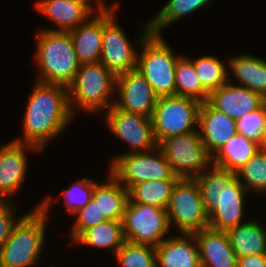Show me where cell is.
<instances>
[{
  "instance_id": "cell-1",
  "label": "cell",
  "mask_w": 266,
  "mask_h": 267,
  "mask_svg": "<svg viewBox=\"0 0 266 267\" xmlns=\"http://www.w3.org/2000/svg\"><path fill=\"white\" fill-rule=\"evenodd\" d=\"M28 100L23 118V138L13 140L42 151L49 140L60 135L74 116L68 87L36 81Z\"/></svg>"
},
{
  "instance_id": "cell-10",
  "label": "cell",
  "mask_w": 266,
  "mask_h": 267,
  "mask_svg": "<svg viewBox=\"0 0 266 267\" xmlns=\"http://www.w3.org/2000/svg\"><path fill=\"white\" fill-rule=\"evenodd\" d=\"M167 215L170 226L175 224L180 233H194L209 226L208 212L194 178H180L176 182Z\"/></svg>"
},
{
  "instance_id": "cell-6",
  "label": "cell",
  "mask_w": 266,
  "mask_h": 267,
  "mask_svg": "<svg viewBox=\"0 0 266 267\" xmlns=\"http://www.w3.org/2000/svg\"><path fill=\"white\" fill-rule=\"evenodd\" d=\"M142 45V52L137 54V70L145 77L157 97L175 95V69L178 58L166 40L150 31V23L136 41Z\"/></svg>"
},
{
  "instance_id": "cell-31",
  "label": "cell",
  "mask_w": 266,
  "mask_h": 267,
  "mask_svg": "<svg viewBox=\"0 0 266 267\" xmlns=\"http://www.w3.org/2000/svg\"><path fill=\"white\" fill-rule=\"evenodd\" d=\"M242 185L252 192L266 193V150H258L236 173Z\"/></svg>"
},
{
  "instance_id": "cell-21",
  "label": "cell",
  "mask_w": 266,
  "mask_h": 267,
  "mask_svg": "<svg viewBox=\"0 0 266 267\" xmlns=\"http://www.w3.org/2000/svg\"><path fill=\"white\" fill-rule=\"evenodd\" d=\"M69 31L80 64L100 61L102 52L103 12Z\"/></svg>"
},
{
  "instance_id": "cell-7",
  "label": "cell",
  "mask_w": 266,
  "mask_h": 267,
  "mask_svg": "<svg viewBox=\"0 0 266 267\" xmlns=\"http://www.w3.org/2000/svg\"><path fill=\"white\" fill-rule=\"evenodd\" d=\"M110 162V173L127 190L144 181L180 179L158 146L148 152L119 154Z\"/></svg>"
},
{
  "instance_id": "cell-16",
  "label": "cell",
  "mask_w": 266,
  "mask_h": 267,
  "mask_svg": "<svg viewBox=\"0 0 266 267\" xmlns=\"http://www.w3.org/2000/svg\"><path fill=\"white\" fill-rule=\"evenodd\" d=\"M228 81L209 94L207 102L228 117L239 119L260 108L266 100L257 92Z\"/></svg>"
},
{
  "instance_id": "cell-36",
  "label": "cell",
  "mask_w": 266,
  "mask_h": 267,
  "mask_svg": "<svg viewBox=\"0 0 266 267\" xmlns=\"http://www.w3.org/2000/svg\"><path fill=\"white\" fill-rule=\"evenodd\" d=\"M16 206L8 200H0V248L12 234L15 225L23 217L19 219L15 216Z\"/></svg>"
},
{
  "instance_id": "cell-12",
  "label": "cell",
  "mask_w": 266,
  "mask_h": 267,
  "mask_svg": "<svg viewBox=\"0 0 266 267\" xmlns=\"http://www.w3.org/2000/svg\"><path fill=\"white\" fill-rule=\"evenodd\" d=\"M116 10L103 12L100 62L116 76L137 68V50L116 22ZM133 46V47H132Z\"/></svg>"
},
{
  "instance_id": "cell-8",
  "label": "cell",
  "mask_w": 266,
  "mask_h": 267,
  "mask_svg": "<svg viewBox=\"0 0 266 267\" xmlns=\"http://www.w3.org/2000/svg\"><path fill=\"white\" fill-rule=\"evenodd\" d=\"M201 104L198 100L178 95L158 97L152 115L157 144L166 137L197 130Z\"/></svg>"
},
{
  "instance_id": "cell-17",
  "label": "cell",
  "mask_w": 266,
  "mask_h": 267,
  "mask_svg": "<svg viewBox=\"0 0 266 267\" xmlns=\"http://www.w3.org/2000/svg\"><path fill=\"white\" fill-rule=\"evenodd\" d=\"M198 126L201 127L200 138L211 156L237 134L236 120L216 110L207 101L201 104Z\"/></svg>"
},
{
  "instance_id": "cell-14",
  "label": "cell",
  "mask_w": 266,
  "mask_h": 267,
  "mask_svg": "<svg viewBox=\"0 0 266 267\" xmlns=\"http://www.w3.org/2000/svg\"><path fill=\"white\" fill-rule=\"evenodd\" d=\"M116 91L119 98L115 99L114 106L117 109L152 118L158 97L137 69L117 75Z\"/></svg>"
},
{
  "instance_id": "cell-18",
  "label": "cell",
  "mask_w": 266,
  "mask_h": 267,
  "mask_svg": "<svg viewBox=\"0 0 266 267\" xmlns=\"http://www.w3.org/2000/svg\"><path fill=\"white\" fill-rule=\"evenodd\" d=\"M201 267H237V256L226 231L204 228L194 232Z\"/></svg>"
},
{
  "instance_id": "cell-9",
  "label": "cell",
  "mask_w": 266,
  "mask_h": 267,
  "mask_svg": "<svg viewBox=\"0 0 266 267\" xmlns=\"http://www.w3.org/2000/svg\"><path fill=\"white\" fill-rule=\"evenodd\" d=\"M162 150L173 173L180 178H194L210 168L212 156L200 138L199 130L164 138Z\"/></svg>"
},
{
  "instance_id": "cell-26",
  "label": "cell",
  "mask_w": 266,
  "mask_h": 267,
  "mask_svg": "<svg viewBox=\"0 0 266 267\" xmlns=\"http://www.w3.org/2000/svg\"><path fill=\"white\" fill-rule=\"evenodd\" d=\"M82 245L97 248L113 249V255L125 242L123 223L117 220H106L85 230L75 241Z\"/></svg>"
},
{
  "instance_id": "cell-32",
  "label": "cell",
  "mask_w": 266,
  "mask_h": 267,
  "mask_svg": "<svg viewBox=\"0 0 266 267\" xmlns=\"http://www.w3.org/2000/svg\"><path fill=\"white\" fill-rule=\"evenodd\" d=\"M122 267H156L155 247L125 241L114 254Z\"/></svg>"
},
{
  "instance_id": "cell-28",
  "label": "cell",
  "mask_w": 266,
  "mask_h": 267,
  "mask_svg": "<svg viewBox=\"0 0 266 267\" xmlns=\"http://www.w3.org/2000/svg\"><path fill=\"white\" fill-rule=\"evenodd\" d=\"M175 95L198 100H208L209 93L202 87L195 72L193 62L186 56H180L175 69Z\"/></svg>"
},
{
  "instance_id": "cell-25",
  "label": "cell",
  "mask_w": 266,
  "mask_h": 267,
  "mask_svg": "<svg viewBox=\"0 0 266 267\" xmlns=\"http://www.w3.org/2000/svg\"><path fill=\"white\" fill-rule=\"evenodd\" d=\"M260 149L258 143L237 133L212 156V164L237 173Z\"/></svg>"
},
{
  "instance_id": "cell-23",
  "label": "cell",
  "mask_w": 266,
  "mask_h": 267,
  "mask_svg": "<svg viewBox=\"0 0 266 267\" xmlns=\"http://www.w3.org/2000/svg\"><path fill=\"white\" fill-rule=\"evenodd\" d=\"M104 184H95L92 200L107 220L122 221L128 190L110 173Z\"/></svg>"
},
{
  "instance_id": "cell-13",
  "label": "cell",
  "mask_w": 266,
  "mask_h": 267,
  "mask_svg": "<svg viewBox=\"0 0 266 267\" xmlns=\"http://www.w3.org/2000/svg\"><path fill=\"white\" fill-rule=\"evenodd\" d=\"M105 113L110 132L129 144L131 151L127 153L148 152L158 146L152 118L119 110L114 105Z\"/></svg>"
},
{
  "instance_id": "cell-30",
  "label": "cell",
  "mask_w": 266,
  "mask_h": 267,
  "mask_svg": "<svg viewBox=\"0 0 266 267\" xmlns=\"http://www.w3.org/2000/svg\"><path fill=\"white\" fill-rule=\"evenodd\" d=\"M194 65L202 87L210 94L228 81V70L225 63L215 56H201L197 59L189 58Z\"/></svg>"
},
{
  "instance_id": "cell-19",
  "label": "cell",
  "mask_w": 266,
  "mask_h": 267,
  "mask_svg": "<svg viewBox=\"0 0 266 267\" xmlns=\"http://www.w3.org/2000/svg\"><path fill=\"white\" fill-rule=\"evenodd\" d=\"M155 251L156 267H201L194 233L167 237Z\"/></svg>"
},
{
  "instance_id": "cell-29",
  "label": "cell",
  "mask_w": 266,
  "mask_h": 267,
  "mask_svg": "<svg viewBox=\"0 0 266 267\" xmlns=\"http://www.w3.org/2000/svg\"><path fill=\"white\" fill-rule=\"evenodd\" d=\"M212 0H169L150 21V31L161 35L163 28L179 18L194 13L198 9L210 6ZM209 4V5H208Z\"/></svg>"
},
{
  "instance_id": "cell-39",
  "label": "cell",
  "mask_w": 266,
  "mask_h": 267,
  "mask_svg": "<svg viewBox=\"0 0 266 267\" xmlns=\"http://www.w3.org/2000/svg\"><path fill=\"white\" fill-rule=\"evenodd\" d=\"M260 148L262 150H266V121H265V128H264V136H263V141L260 145Z\"/></svg>"
},
{
  "instance_id": "cell-3",
  "label": "cell",
  "mask_w": 266,
  "mask_h": 267,
  "mask_svg": "<svg viewBox=\"0 0 266 267\" xmlns=\"http://www.w3.org/2000/svg\"><path fill=\"white\" fill-rule=\"evenodd\" d=\"M51 197L24 214L0 248V267H32L44 249Z\"/></svg>"
},
{
  "instance_id": "cell-33",
  "label": "cell",
  "mask_w": 266,
  "mask_h": 267,
  "mask_svg": "<svg viewBox=\"0 0 266 267\" xmlns=\"http://www.w3.org/2000/svg\"><path fill=\"white\" fill-rule=\"evenodd\" d=\"M96 183L92 178L84 177L73 182L68 189H63L62 194L69 215H74L75 212L91 201Z\"/></svg>"
},
{
  "instance_id": "cell-4",
  "label": "cell",
  "mask_w": 266,
  "mask_h": 267,
  "mask_svg": "<svg viewBox=\"0 0 266 267\" xmlns=\"http://www.w3.org/2000/svg\"><path fill=\"white\" fill-rule=\"evenodd\" d=\"M35 60L40 74L36 81L68 87L80 67L71 34L62 31H37Z\"/></svg>"
},
{
  "instance_id": "cell-27",
  "label": "cell",
  "mask_w": 266,
  "mask_h": 267,
  "mask_svg": "<svg viewBox=\"0 0 266 267\" xmlns=\"http://www.w3.org/2000/svg\"><path fill=\"white\" fill-rule=\"evenodd\" d=\"M177 181L153 180L135 184L128 190V201L153 205L167 210Z\"/></svg>"
},
{
  "instance_id": "cell-35",
  "label": "cell",
  "mask_w": 266,
  "mask_h": 267,
  "mask_svg": "<svg viewBox=\"0 0 266 267\" xmlns=\"http://www.w3.org/2000/svg\"><path fill=\"white\" fill-rule=\"evenodd\" d=\"M75 215H77L76 220L72 225V232L69 235L71 240L73 239L72 241H75L88 228L107 220L92 199L83 208L75 212L73 216Z\"/></svg>"
},
{
  "instance_id": "cell-20",
  "label": "cell",
  "mask_w": 266,
  "mask_h": 267,
  "mask_svg": "<svg viewBox=\"0 0 266 267\" xmlns=\"http://www.w3.org/2000/svg\"><path fill=\"white\" fill-rule=\"evenodd\" d=\"M36 9L54 22L58 29L48 31L69 32L87 21L94 11L79 0H38Z\"/></svg>"
},
{
  "instance_id": "cell-24",
  "label": "cell",
  "mask_w": 266,
  "mask_h": 267,
  "mask_svg": "<svg viewBox=\"0 0 266 267\" xmlns=\"http://www.w3.org/2000/svg\"><path fill=\"white\" fill-rule=\"evenodd\" d=\"M228 67L236 77L238 86L257 92L266 100V60L243 54L229 58ZM242 84V85H241Z\"/></svg>"
},
{
  "instance_id": "cell-11",
  "label": "cell",
  "mask_w": 266,
  "mask_h": 267,
  "mask_svg": "<svg viewBox=\"0 0 266 267\" xmlns=\"http://www.w3.org/2000/svg\"><path fill=\"white\" fill-rule=\"evenodd\" d=\"M125 241L158 246L170 229L167 210L127 201L123 216Z\"/></svg>"
},
{
  "instance_id": "cell-5",
  "label": "cell",
  "mask_w": 266,
  "mask_h": 267,
  "mask_svg": "<svg viewBox=\"0 0 266 267\" xmlns=\"http://www.w3.org/2000/svg\"><path fill=\"white\" fill-rule=\"evenodd\" d=\"M116 77L100 61L80 64L74 80L68 86L72 114L76 115V108L89 113L108 111L115 103L112 94L116 93Z\"/></svg>"
},
{
  "instance_id": "cell-2",
  "label": "cell",
  "mask_w": 266,
  "mask_h": 267,
  "mask_svg": "<svg viewBox=\"0 0 266 267\" xmlns=\"http://www.w3.org/2000/svg\"><path fill=\"white\" fill-rule=\"evenodd\" d=\"M210 167V171L205 170L194 179L208 212V227L228 231L244 223V200L248 190L236 177V173L213 164Z\"/></svg>"
},
{
  "instance_id": "cell-37",
  "label": "cell",
  "mask_w": 266,
  "mask_h": 267,
  "mask_svg": "<svg viewBox=\"0 0 266 267\" xmlns=\"http://www.w3.org/2000/svg\"><path fill=\"white\" fill-rule=\"evenodd\" d=\"M237 267H266V255L239 257Z\"/></svg>"
},
{
  "instance_id": "cell-22",
  "label": "cell",
  "mask_w": 266,
  "mask_h": 267,
  "mask_svg": "<svg viewBox=\"0 0 266 267\" xmlns=\"http://www.w3.org/2000/svg\"><path fill=\"white\" fill-rule=\"evenodd\" d=\"M237 258L266 255V229L256 220H249L226 231Z\"/></svg>"
},
{
  "instance_id": "cell-15",
  "label": "cell",
  "mask_w": 266,
  "mask_h": 267,
  "mask_svg": "<svg viewBox=\"0 0 266 267\" xmlns=\"http://www.w3.org/2000/svg\"><path fill=\"white\" fill-rule=\"evenodd\" d=\"M40 151L35 146L11 142L0 147V200L13 196L25 180L28 158L25 150Z\"/></svg>"
},
{
  "instance_id": "cell-34",
  "label": "cell",
  "mask_w": 266,
  "mask_h": 267,
  "mask_svg": "<svg viewBox=\"0 0 266 267\" xmlns=\"http://www.w3.org/2000/svg\"><path fill=\"white\" fill-rule=\"evenodd\" d=\"M266 121V102L255 111L236 119L237 133L261 145Z\"/></svg>"
},
{
  "instance_id": "cell-38",
  "label": "cell",
  "mask_w": 266,
  "mask_h": 267,
  "mask_svg": "<svg viewBox=\"0 0 266 267\" xmlns=\"http://www.w3.org/2000/svg\"><path fill=\"white\" fill-rule=\"evenodd\" d=\"M79 1H81V2L85 3L86 5H88L93 11L96 10L95 13L117 10L118 9V5H119L118 3H116V4H112L113 6H111V7H107V5L105 3V0H96V1L94 0L96 2L95 5L97 7V8H94L95 5L94 6L92 5L91 0H79Z\"/></svg>"
}]
</instances>
